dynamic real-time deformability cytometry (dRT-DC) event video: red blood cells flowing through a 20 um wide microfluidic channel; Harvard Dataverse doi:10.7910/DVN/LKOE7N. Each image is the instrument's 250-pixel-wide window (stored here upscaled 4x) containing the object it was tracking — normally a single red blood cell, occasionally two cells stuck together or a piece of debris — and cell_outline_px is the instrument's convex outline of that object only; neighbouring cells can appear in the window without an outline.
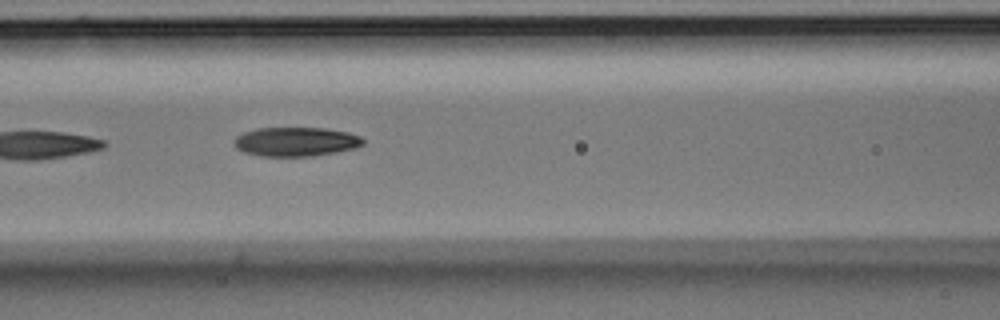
{"species": "Egyptian fruit bat (a non-hibernating species)", "species_latin": "Rousettus aegyptiacus", "temperature_condition": "room temperature", "stored_images_in_passage": 5, "camera_frame_rate_fps": 3000, "um_per_image_px": 0.085, "animal": {"sex": "male"}, "frame": {"image": 1, "passage_image": 5, "time_ms": 1.333, "image_size_px": [1000, 320], "cell_outline_px": [[364, 144], [352, 148], [312, 156], [260, 156], [244, 152], [236, 148], [232, 140], [236, 136], [244, 132], [256, 128], [324, 128], [348, 132], [360, 136], [364, 140]], "centroid_in_image_um": [25.09, 12.03], "position_along_channel_um": 141.5, "area_um2": 21.79}}